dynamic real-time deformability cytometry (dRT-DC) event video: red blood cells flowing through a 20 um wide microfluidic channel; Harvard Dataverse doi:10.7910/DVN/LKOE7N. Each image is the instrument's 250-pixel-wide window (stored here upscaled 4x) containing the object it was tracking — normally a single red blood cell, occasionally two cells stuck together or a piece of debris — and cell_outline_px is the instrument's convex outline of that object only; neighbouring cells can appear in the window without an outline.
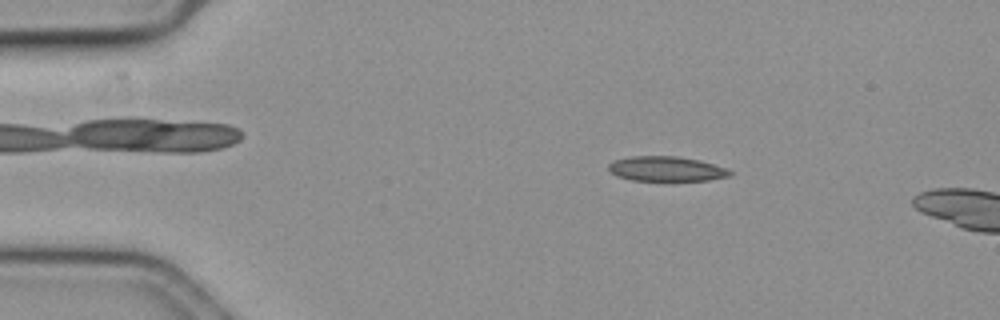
{"species": "common noctule bat (a hibernating species)", "species_latin": "Nyctalus noctula", "temperature_condition": "cold", "stored_images_in_passage": 14, "camera_frame_rate_fps": 3000, "um_per_image_px": 0.085, "animal": {"sex": "female", "body_mass_g": 19.3, "forearm_length_mm": 54.1}, "frame": {"image": 1, "passage_image": 10, "time_ms": 3.0, "image_size_px": [1000, 320], "cell_outline_px": [[732, 172], [728, 176], [708, 180], [632, 180], [616, 176], [608, 168], [608, 164], [616, 160], [632, 156], [676, 156], [700, 160], [724, 168]], "centroid_in_image_um": [56.6, 14.35], "position_along_channel_um": 28.4, "area_um2": 17.22}}